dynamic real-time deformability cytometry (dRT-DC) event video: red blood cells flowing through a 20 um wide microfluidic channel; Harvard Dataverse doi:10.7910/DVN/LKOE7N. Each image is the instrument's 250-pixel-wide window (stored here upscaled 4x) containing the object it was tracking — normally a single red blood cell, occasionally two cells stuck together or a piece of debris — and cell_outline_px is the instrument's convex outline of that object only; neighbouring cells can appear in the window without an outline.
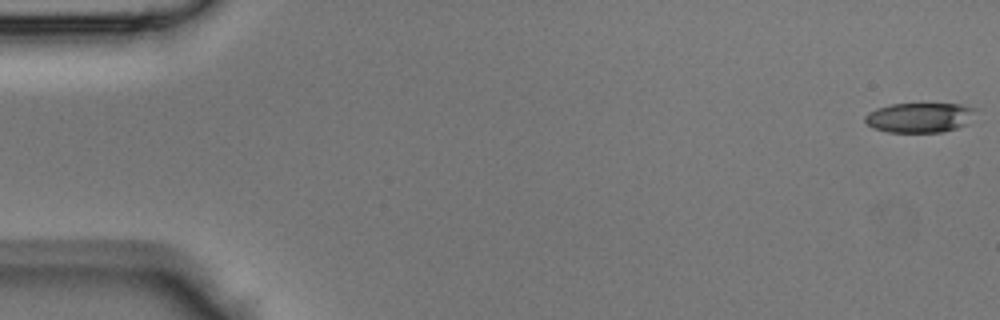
{"species": "Egyptian fruit bat (a non-hibernating species)", "species_latin": "Rousettus aegyptiacus", "temperature_condition": "room temperature", "stored_images_in_passage": 43, "camera_frame_rate_fps": 3000, "um_per_image_px": 0.085, "animal": {"sex": "male"}, "frame": {"image": 1, "passage_image": 1, "time_ms": 0.0, "image_size_px": [1000, 320], "cell_outline_px": [[980, 108], [964, 124], [956, 128], [944, 132], [888, 132], [872, 128], [864, 120], [864, 116], [868, 112], [876, 108], [892, 104], [960, 104]], "centroid_in_image_um": [78.15, 9.98], "position_along_channel_um": 6.8, "area_um2": 19.25}}
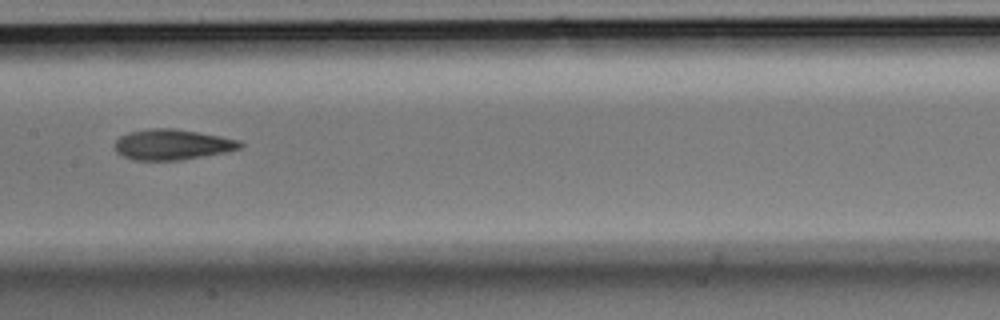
{"frame": {"image": 2, "passage_image": 22, "time_ms": 7.0, "image_size_px": [1000, 320], "cell_outline_px": [[244, 144], [240, 148], [228, 152], [180, 160], [132, 160], [116, 152], [112, 144], [120, 136], [128, 132], [152, 128], [176, 128], [220, 136], [240, 140]], "centroid_in_image_um": [14.63, 12.28], "position_along_channel_um": 192.8, "area_um2": 22.54}}
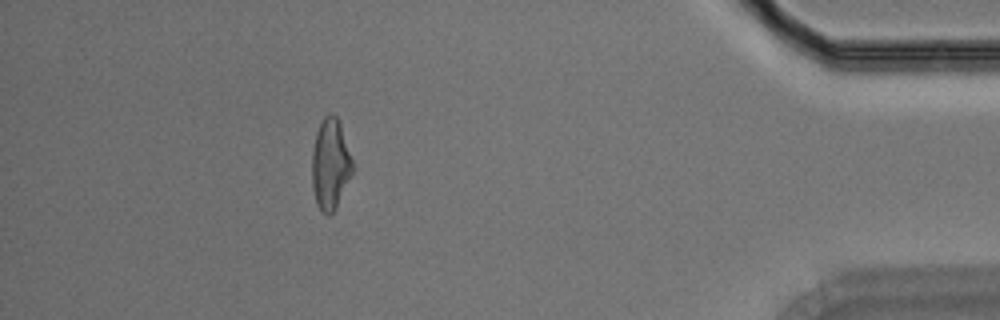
{"frame": {"image": 3, "passage_image": 39, "time_ms": 12.667, "image_size_px": [1000, 320], "cell_outline_px": [[356, 168], [332, 212], [328, 216], [320, 212], [316, 204], [312, 188], [312, 152], [316, 132], [324, 116], [328, 112], [332, 112], [336, 116], [340, 124]], "centroid_in_image_um": [28.09, 13.95], "position_along_channel_um": 407.1, "area_um2": 21.73}}